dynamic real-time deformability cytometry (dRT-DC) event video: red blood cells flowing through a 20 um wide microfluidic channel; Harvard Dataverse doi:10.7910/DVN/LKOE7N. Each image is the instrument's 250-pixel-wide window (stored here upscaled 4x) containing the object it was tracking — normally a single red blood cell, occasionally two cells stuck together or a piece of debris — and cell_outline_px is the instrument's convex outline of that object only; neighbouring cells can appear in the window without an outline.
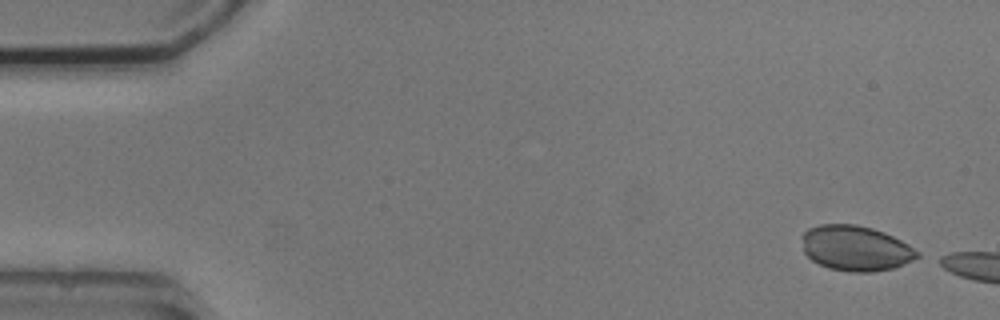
{"species": "common noctule bat (a hibernating species)", "species_latin": "Nyctalus noctula", "temperature_condition": "cold", "stored_images_in_passage": 3, "camera_frame_rate_fps": 3000, "um_per_image_px": 0.085, "animal": {"sex": "male", "body_mass_g": 20.5, "forearm_length_mm": 52.5}, "frame": {"image": 1, "passage_image": 1, "time_ms": 0.0, "image_size_px": [1000, 320], "cell_outline_px": [[920, 256], [904, 264], [892, 268], [872, 272], [852, 272], [828, 268], [812, 260], [804, 252], [804, 232], [808, 228], [820, 224], [856, 224], [872, 228], [884, 232], [908, 244], [920, 252]], "centroid_in_image_um": [72.75, 21.1], "position_along_channel_um": 12.2, "area_um2": 30.23}}